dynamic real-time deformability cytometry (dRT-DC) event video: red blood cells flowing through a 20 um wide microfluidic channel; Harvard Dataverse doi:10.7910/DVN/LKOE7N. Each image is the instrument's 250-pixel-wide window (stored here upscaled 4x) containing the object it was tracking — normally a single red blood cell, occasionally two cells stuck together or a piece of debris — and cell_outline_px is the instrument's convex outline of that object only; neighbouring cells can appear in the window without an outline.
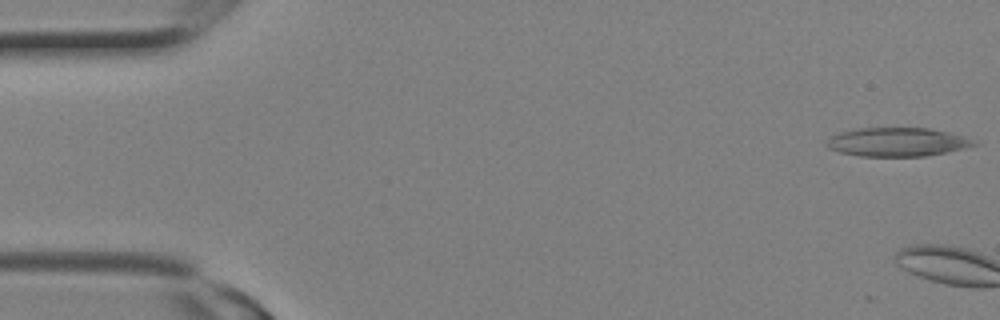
{"species": "Egyptian fruit bat (a non-hibernating species)", "species_latin": "Rousettus aegyptiacus", "temperature_condition": "room temperature", "stored_images_in_passage": 2, "camera_frame_rate_fps": 3000, "um_per_image_px": 0.085, "animal": {"sex": "female"}, "frame": {"image": 1, "passage_image": 1, "time_ms": 0.0, "image_size_px": [1000, 320], "cell_outline_px": [[980, 144], [948, 152], [924, 156], [860, 156], [840, 152], [828, 148], [824, 144], [832, 136], [840, 132], [856, 128], [928, 128], [948, 132], [964, 136], [976, 140]], "centroid_in_image_um": [76.29, 12.07], "position_along_channel_um": 8.7, "area_um2": 24.74}}